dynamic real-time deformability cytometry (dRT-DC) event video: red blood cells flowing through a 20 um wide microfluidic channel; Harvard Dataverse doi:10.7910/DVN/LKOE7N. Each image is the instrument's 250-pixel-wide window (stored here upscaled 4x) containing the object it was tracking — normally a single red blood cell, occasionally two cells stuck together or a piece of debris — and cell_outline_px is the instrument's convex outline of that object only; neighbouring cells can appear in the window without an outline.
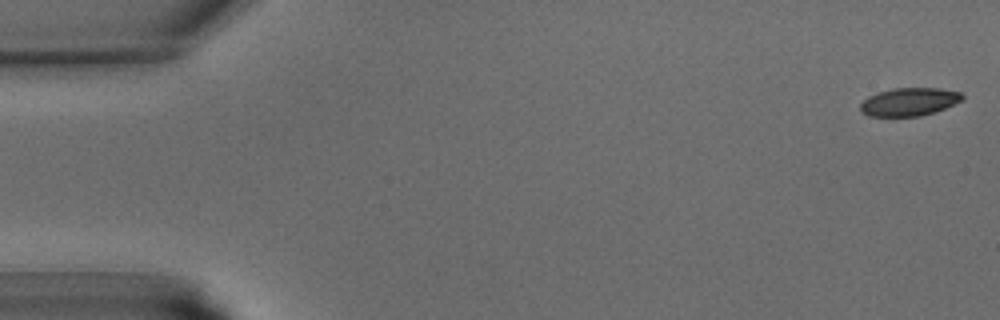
{"species": "common noctule bat (a hibernating species)", "species_latin": "Nyctalus noctula", "temperature_condition": "warm", "stored_images_in_passage": 42, "camera_frame_rate_fps": 3000, "um_per_image_px": 0.085, "animal": {"sex": "male", "body_mass_g": 15.6}, "frame": {"image": 1, "passage_image": 1, "time_ms": 0.0, "image_size_px": [1000, 320], "cell_outline_px": [[964, 100], [944, 108], [920, 116], [868, 116], [860, 112], [860, 104], [868, 96], [892, 88], [940, 88], [960, 92], [964, 96]], "centroid_in_image_um": [77.28, 8.65], "position_along_channel_um": 7.7, "area_um2": 16.65}}
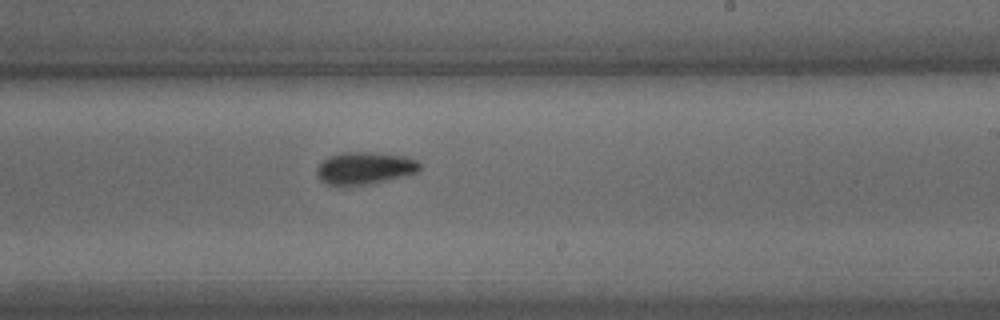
{"frame": {"image": 2, "passage_image": 25, "time_ms": 8.0, "image_size_px": [1000, 320], "cell_outline_px": [[420, 168], [416, 172], [408, 176], [368, 184], [336, 188], [320, 180], [316, 176], [316, 168], [328, 156], [340, 152], [368, 152], [404, 156], [416, 160], [420, 164]], "centroid_in_image_um": [30.94, 14.32], "position_along_channel_um": 258.1, "area_um2": 19.83}}
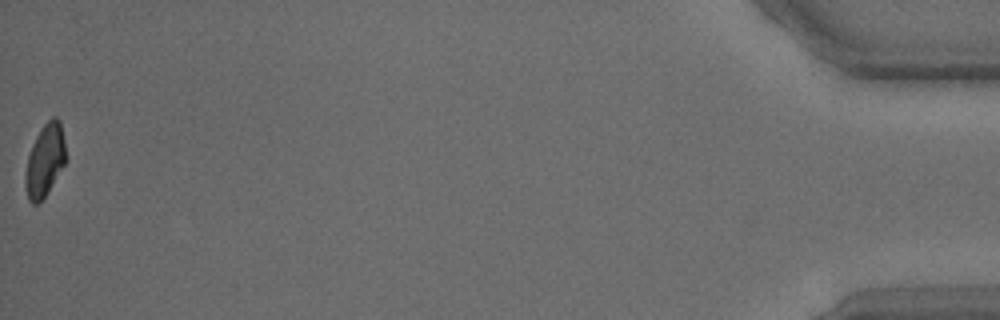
{"frame": {"image": 3, "passage_image": 42, "time_ms": 13.667, "image_size_px": [1000, 320], "cell_outline_px": [[68, 156], [64, 164], [48, 192], [36, 204], [32, 204], [28, 200], [24, 184], [24, 176], [28, 156], [32, 144], [36, 136], [44, 124], [52, 116], [56, 116], [60, 120]], "centroid_in_image_um": [3.82, 13.61], "position_along_channel_um": 431.4, "area_um2": 17.28}}